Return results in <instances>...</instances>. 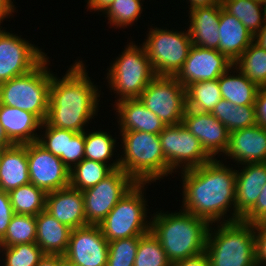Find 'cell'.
Instances as JSON below:
<instances>
[{
	"label": "cell",
	"instance_id": "51",
	"mask_svg": "<svg viewBox=\"0 0 266 266\" xmlns=\"http://www.w3.org/2000/svg\"><path fill=\"white\" fill-rule=\"evenodd\" d=\"M14 145L8 138L3 126L0 124V149H5Z\"/></svg>",
	"mask_w": 266,
	"mask_h": 266
},
{
	"label": "cell",
	"instance_id": "14",
	"mask_svg": "<svg viewBox=\"0 0 266 266\" xmlns=\"http://www.w3.org/2000/svg\"><path fill=\"white\" fill-rule=\"evenodd\" d=\"M30 183L46 193L70 186V170L37 141L26 144Z\"/></svg>",
	"mask_w": 266,
	"mask_h": 266
},
{
	"label": "cell",
	"instance_id": "33",
	"mask_svg": "<svg viewBox=\"0 0 266 266\" xmlns=\"http://www.w3.org/2000/svg\"><path fill=\"white\" fill-rule=\"evenodd\" d=\"M8 194L15 214L37 216L45 210L47 193L32 183L13 189Z\"/></svg>",
	"mask_w": 266,
	"mask_h": 266
},
{
	"label": "cell",
	"instance_id": "13",
	"mask_svg": "<svg viewBox=\"0 0 266 266\" xmlns=\"http://www.w3.org/2000/svg\"><path fill=\"white\" fill-rule=\"evenodd\" d=\"M0 28V84L33 70L46 56L39 46Z\"/></svg>",
	"mask_w": 266,
	"mask_h": 266
},
{
	"label": "cell",
	"instance_id": "34",
	"mask_svg": "<svg viewBox=\"0 0 266 266\" xmlns=\"http://www.w3.org/2000/svg\"><path fill=\"white\" fill-rule=\"evenodd\" d=\"M113 171L108 164L84 158L70 170V186L84 191L95 186Z\"/></svg>",
	"mask_w": 266,
	"mask_h": 266
},
{
	"label": "cell",
	"instance_id": "30",
	"mask_svg": "<svg viewBox=\"0 0 266 266\" xmlns=\"http://www.w3.org/2000/svg\"><path fill=\"white\" fill-rule=\"evenodd\" d=\"M211 114L227 127L229 133L257 124L255 105H234L223 98Z\"/></svg>",
	"mask_w": 266,
	"mask_h": 266
},
{
	"label": "cell",
	"instance_id": "54",
	"mask_svg": "<svg viewBox=\"0 0 266 266\" xmlns=\"http://www.w3.org/2000/svg\"><path fill=\"white\" fill-rule=\"evenodd\" d=\"M1 154H2V149H0V162H1Z\"/></svg>",
	"mask_w": 266,
	"mask_h": 266
},
{
	"label": "cell",
	"instance_id": "7",
	"mask_svg": "<svg viewBox=\"0 0 266 266\" xmlns=\"http://www.w3.org/2000/svg\"><path fill=\"white\" fill-rule=\"evenodd\" d=\"M107 69L109 90L116 93L118 103L127 99H139L142 91L157 76L148 59L145 47L133 41L127 44L122 54L110 63Z\"/></svg>",
	"mask_w": 266,
	"mask_h": 266
},
{
	"label": "cell",
	"instance_id": "1",
	"mask_svg": "<svg viewBox=\"0 0 266 266\" xmlns=\"http://www.w3.org/2000/svg\"><path fill=\"white\" fill-rule=\"evenodd\" d=\"M233 168L216 158L181 171L182 210L205 219L209 224L234 222L236 169Z\"/></svg>",
	"mask_w": 266,
	"mask_h": 266
},
{
	"label": "cell",
	"instance_id": "11",
	"mask_svg": "<svg viewBox=\"0 0 266 266\" xmlns=\"http://www.w3.org/2000/svg\"><path fill=\"white\" fill-rule=\"evenodd\" d=\"M136 184L129 174L119 168L95 186L82 191L87 224L100 225L118 201Z\"/></svg>",
	"mask_w": 266,
	"mask_h": 266
},
{
	"label": "cell",
	"instance_id": "5",
	"mask_svg": "<svg viewBox=\"0 0 266 266\" xmlns=\"http://www.w3.org/2000/svg\"><path fill=\"white\" fill-rule=\"evenodd\" d=\"M123 149L119 161L120 168L137 183L161 181L172 170L168 166L160 143L159 135L143 131L120 132Z\"/></svg>",
	"mask_w": 266,
	"mask_h": 266
},
{
	"label": "cell",
	"instance_id": "26",
	"mask_svg": "<svg viewBox=\"0 0 266 266\" xmlns=\"http://www.w3.org/2000/svg\"><path fill=\"white\" fill-rule=\"evenodd\" d=\"M30 183L26 144L2 149L0 191L9 192Z\"/></svg>",
	"mask_w": 266,
	"mask_h": 266
},
{
	"label": "cell",
	"instance_id": "22",
	"mask_svg": "<svg viewBox=\"0 0 266 266\" xmlns=\"http://www.w3.org/2000/svg\"><path fill=\"white\" fill-rule=\"evenodd\" d=\"M119 132L143 131L159 135L166 127L139 99L122 100L113 105Z\"/></svg>",
	"mask_w": 266,
	"mask_h": 266
},
{
	"label": "cell",
	"instance_id": "25",
	"mask_svg": "<svg viewBox=\"0 0 266 266\" xmlns=\"http://www.w3.org/2000/svg\"><path fill=\"white\" fill-rule=\"evenodd\" d=\"M0 124L13 144L24 145L38 140L42 122L33 113L0 104Z\"/></svg>",
	"mask_w": 266,
	"mask_h": 266
},
{
	"label": "cell",
	"instance_id": "9",
	"mask_svg": "<svg viewBox=\"0 0 266 266\" xmlns=\"http://www.w3.org/2000/svg\"><path fill=\"white\" fill-rule=\"evenodd\" d=\"M143 45L157 76H175L182 68L192 46L191 36L165 27L148 28ZM146 40V41H145Z\"/></svg>",
	"mask_w": 266,
	"mask_h": 266
},
{
	"label": "cell",
	"instance_id": "4",
	"mask_svg": "<svg viewBox=\"0 0 266 266\" xmlns=\"http://www.w3.org/2000/svg\"><path fill=\"white\" fill-rule=\"evenodd\" d=\"M205 253L210 266H257L254 224L242 220L210 224Z\"/></svg>",
	"mask_w": 266,
	"mask_h": 266
},
{
	"label": "cell",
	"instance_id": "18",
	"mask_svg": "<svg viewBox=\"0 0 266 266\" xmlns=\"http://www.w3.org/2000/svg\"><path fill=\"white\" fill-rule=\"evenodd\" d=\"M40 130L43 133H38L40 135L37 142L47 151L59 157L69 170L84 159V132L77 133L55 128L46 121L42 122Z\"/></svg>",
	"mask_w": 266,
	"mask_h": 266
},
{
	"label": "cell",
	"instance_id": "45",
	"mask_svg": "<svg viewBox=\"0 0 266 266\" xmlns=\"http://www.w3.org/2000/svg\"><path fill=\"white\" fill-rule=\"evenodd\" d=\"M171 266H210L207 254L204 252L198 256L179 260L171 263Z\"/></svg>",
	"mask_w": 266,
	"mask_h": 266
},
{
	"label": "cell",
	"instance_id": "3",
	"mask_svg": "<svg viewBox=\"0 0 266 266\" xmlns=\"http://www.w3.org/2000/svg\"><path fill=\"white\" fill-rule=\"evenodd\" d=\"M151 215L150 231L161 243L171 263L205 252L210 227L205 219L182 209L174 213L158 210Z\"/></svg>",
	"mask_w": 266,
	"mask_h": 266
},
{
	"label": "cell",
	"instance_id": "37",
	"mask_svg": "<svg viewBox=\"0 0 266 266\" xmlns=\"http://www.w3.org/2000/svg\"><path fill=\"white\" fill-rule=\"evenodd\" d=\"M143 0H114L103 13L108 24L114 28H127L138 21L143 12Z\"/></svg>",
	"mask_w": 266,
	"mask_h": 266
},
{
	"label": "cell",
	"instance_id": "15",
	"mask_svg": "<svg viewBox=\"0 0 266 266\" xmlns=\"http://www.w3.org/2000/svg\"><path fill=\"white\" fill-rule=\"evenodd\" d=\"M108 241L99 225L72 229L63 257L76 266H106Z\"/></svg>",
	"mask_w": 266,
	"mask_h": 266
},
{
	"label": "cell",
	"instance_id": "2",
	"mask_svg": "<svg viewBox=\"0 0 266 266\" xmlns=\"http://www.w3.org/2000/svg\"><path fill=\"white\" fill-rule=\"evenodd\" d=\"M74 62L62 78L52 75L45 121L55 128L80 133L98 116L101 92L88 76L83 60Z\"/></svg>",
	"mask_w": 266,
	"mask_h": 266
},
{
	"label": "cell",
	"instance_id": "12",
	"mask_svg": "<svg viewBox=\"0 0 266 266\" xmlns=\"http://www.w3.org/2000/svg\"><path fill=\"white\" fill-rule=\"evenodd\" d=\"M159 138L165 160L173 173L177 169L199 167L212 159L182 123L166 126Z\"/></svg>",
	"mask_w": 266,
	"mask_h": 266
},
{
	"label": "cell",
	"instance_id": "36",
	"mask_svg": "<svg viewBox=\"0 0 266 266\" xmlns=\"http://www.w3.org/2000/svg\"><path fill=\"white\" fill-rule=\"evenodd\" d=\"M36 219L32 215L14 214L0 247L36 243Z\"/></svg>",
	"mask_w": 266,
	"mask_h": 266
},
{
	"label": "cell",
	"instance_id": "31",
	"mask_svg": "<svg viewBox=\"0 0 266 266\" xmlns=\"http://www.w3.org/2000/svg\"><path fill=\"white\" fill-rule=\"evenodd\" d=\"M222 8L235 16L254 36L266 21L261 0H222Z\"/></svg>",
	"mask_w": 266,
	"mask_h": 266
},
{
	"label": "cell",
	"instance_id": "44",
	"mask_svg": "<svg viewBox=\"0 0 266 266\" xmlns=\"http://www.w3.org/2000/svg\"><path fill=\"white\" fill-rule=\"evenodd\" d=\"M254 105L257 125L266 128V87L259 88Z\"/></svg>",
	"mask_w": 266,
	"mask_h": 266
},
{
	"label": "cell",
	"instance_id": "48",
	"mask_svg": "<svg viewBox=\"0 0 266 266\" xmlns=\"http://www.w3.org/2000/svg\"><path fill=\"white\" fill-rule=\"evenodd\" d=\"M61 262L62 255L44 254L36 266H60Z\"/></svg>",
	"mask_w": 266,
	"mask_h": 266
},
{
	"label": "cell",
	"instance_id": "49",
	"mask_svg": "<svg viewBox=\"0 0 266 266\" xmlns=\"http://www.w3.org/2000/svg\"><path fill=\"white\" fill-rule=\"evenodd\" d=\"M190 5H188L189 10H193L199 7H209L213 5H220L222 0H188L187 1Z\"/></svg>",
	"mask_w": 266,
	"mask_h": 266
},
{
	"label": "cell",
	"instance_id": "50",
	"mask_svg": "<svg viewBox=\"0 0 266 266\" xmlns=\"http://www.w3.org/2000/svg\"><path fill=\"white\" fill-rule=\"evenodd\" d=\"M253 42L260 48L266 49V21L260 30L254 35Z\"/></svg>",
	"mask_w": 266,
	"mask_h": 266
},
{
	"label": "cell",
	"instance_id": "29",
	"mask_svg": "<svg viewBox=\"0 0 266 266\" xmlns=\"http://www.w3.org/2000/svg\"><path fill=\"white\" fill-rule=\"evenodd\" d=\"M84 141V158L108 164L114 170L120 168V161L118 158L120 154H118L117 158L113 160L114 155H116L115 152H117L116 137L113 138L109 132L107 133L100 129L98 131L92 130V132L85 131ZM110 160L113 161V163H109Z\"/></svg>",
	"mask_w": 266,
	"mask_h": 266
},
{
	"label": "cell",
	"instance_id": "28",
	"mask_svg": "<svg viewBox=\"0 0 266 266\" xmlns=\"http://www.w3.org/2000/svg\"><path fill=\"white\" fill-rule=\"evenodd\" d=\"M218 84L221 97L232 104L240 106L255 104L259 87L251 82L235 65L218 78Z\"/></svg>",
	"mask_w": 266,
	"mask_h": 266
},
{
	"label": "cell",
	"instance_id": "47",
	"mask_svg": "<svg viewBox=\"0 0 266 266\" xmlns=\"http://www.w3.org/2000/svg\"><path fill=\"white\" fill-rule=\"evenodd\" d=\"M87 9H90V12L97 11V13L102 12L101 15L110 7V5L114 2V0H86Z\"/></svg>",
	"mask_w": 266,
	"mask_h": 266
},
{
	"label": "cell",
	"instance_id": "32",
	"mask_svg": "<svg viewBox=\"0 0 266 266\" xmlns=\"http://www.w3.org/2000/svg\"><path fill=\"white\" fill-rule=\"evenodd\" d=\"M185 89L187 109L211 113L222 99L218 79L192 83Z\"/></svg>",
	"mask_w": 266,
	"mask_h": 266
},
{
	"label": "cell",
	"instance_id": "52",
	"mask_svg": "<svg viewBox=\"0 0 266 266\" xmlns=\"http://www.w3.org/2000/svg\"><path fill=\"white\" fill-rule=\"evenodd\" d=\"M60 266H76L73 263H70L68 260H66L63 256H62V262L60 264Z\"/></svg>",
	"mask_w": 266,
	"mask_h": 266
},
{
	"label": "cell",
	"instance_id": "39",
	"mask_svg": "<svg viewBox=\"0 0 266 266\" xmlns=\"http://www.w3.org/2000/svg\"><path fill=\"white\" fill-rule=\"evenodd\" d=\"M0 261L2 266H36L44 256L36 243L18 244L15 246L0 247ZM1 256V255H0Z\"/></svg>",
	"mask_w": 266,
	"mask_h": 266
},
{
	"label": "cell",
	"instance_id": "20",
	"mask_svg": "<svg viewBox=\"0 0 266 266\" xmlns=\"http://www.w3.org/2000/svg\"><path fill=\"white\" fill-rule=\"evenodd\" d=\"M45 210L71 229L87 226L82 191L71 186L48 192Z\"/></svg>",
	"mask_w": 266,
	"mask_h": 266
},
{
	"label": "cell",
	"instance_id": "6",
	"mask_svg": "<svg viewBox=\"0 0 266 266\" xmlns=\"http://www.w3.org/2000/svg\"><path fill=\"white\" fill-rule=\"evenodd\" d=\"M48 59L46 56L33 70L0 84V104L33 113L45 122L53 75Z\"/></svg>",
	"mask_w": 266,
	"mask_h": 266
},
{
	"label": "cell",
	"instance_id": "38",
	"mask_svg": "<svg viewBox=\"0 0 266 266\" xmlns=\"http://www.w3.org/2000/svg\"><path fill=\"white\" fill-rule=\"evenodd\" d=\"M134 266H171L161 243L151 231L139 236Z\"/></svg>",
	"mask_w": 266,
	"mask_h": 266
},
{
	"label": "cell",
	"instance_id": "10",
	"mask_svg": "<svg viewBox=\"0 0 266 266\" xmlns=\"http://www.w3.org/2000/svg\"><path fill=\"white\" fill-rule=\"evenodd\" d=\"M139 100L166 126L182 123L186 110V89L174 76H156Z\"/></svg>",
	"mask_w": 266,
	"mask_h": 266
},
{
	"label": "cell",
	"instance_id": "19",
	"mask_svg": "<svg viewBox=\"0 0 266 266\" xmlns=\"http://www.w3.org/2000/svg\"><path fill=\"white\" fill-rule=\"evenodd\" d=\"M224 156L236 165L266 162V128L256 124L230 133Z\"/></svg>",
	"mask_w": 266,
	"mask_h": 266
},
{
	"label": "cell",
	"instance_id": "24",
	"mask_svg": "<svg viewBox=\"0 0 266 266\" xmlns=\"http://www.w3.org/2000/svg\"><path fill=\"white\" fill-rule=\"evenodd\" d=\"M219 38L218 51L235 63L253 42L254 36L220 4Z\"/></svg>",
	"mask_w": 266,
	"mask_h": 266
},
{
	"label": "cell",
	"instance_id": "21",
	"mask_svg": "<svg viewBox=\"0 0 266 266\" xmlns=\"http://www.w3.org/2000/svg\"><path fill=\"white\" fill-rule=\"evenodd\" d=\"M236 169L235 221L256 203L266 183V162L246 163Z\"/></svg>",
	"mask_w": 266,
	"mask_h": 266
},
{
	"label": "cell",
	"instance_id": "46",
	"mask_svg": "<svg viewBox=\"0 0 266 266\" xmlns=\"http://www.w3.org/2000/svg\"><path fill=\"white\" fill-rule=\"evenodd\" d=\"M16 12V7L12 0H0V28L6 18H10ZM9 16V17H8Z\"/></svg>",
	"mask_w": 266,
	"mask_h": 266
},
{
	"label": "cell",
	"instance_id": "43",
	"mask_svg": "<svg viewBox=\"0 0 266 266\" xmlns=\"http://www.w3.org/2000/svg\"><path fill=\"white\" fill-rule=\"evenodd\" d=\"M14 214L8 192L0 191V240L4 237Z\"/></svg>",
	"mask_w": 266,
	"mask_h": 266
},
{
	"label": "cell",
	"instance_id": "27",
	"mask_svg": "<svg viewBox=\"0 0 266 266\" xmlns=\"http://www.w3.org/2000/svg\"><path fill=\"white\" fill-rule=\"evenodd\" d=\"M36 219V244L44 254L64 255L72 229L57 221L46 210L40 212Z\"/></svg>",
	"mask_w": 266,
	"mask_h": 266
},
{
	"label": "cell",
	"instance_id": "8",
	"mask_svg": "<svg viewBox=\"0 0 266 266\" xmlns=\"http://www.w3.org/2000/svg\"><path fill=\"white\" fill-rule=\"evenodd\" d=\"M145 185L148 186V183H137L100 223L103 236L108 242L139 237L150 232Z\"/></svg>",
	"mask_w": 266,
	"mask_h": 266
},
{
	"label": "cell",
	"instance_id": "42",
	"mask_svg": "<svg viewBox=\"0 0 266 266\" xmlns=\"http://www.w3.org/2000/svg\"><path fill=\"white\" fill-rule=\"evenodd\" d=\"M257 266L266 265V222L254 224Z\"/></svg>",
	"mask_w": 266,
	"mask_h": 266
},
{
	"label": "cell",
	"instance_id": "35",
	"mask_svg": "<svg viewBox=\"0 0 266 266\" xmlns=\"http://www.w3.org/2000/svg\"><path fill=\"white\" fill-rule=\"evenodd\" d=\"M234 65L259 88L266 87V49L252 42Z\"/></svg>",
	"mask_w": 266,
	"mask_h": 266
},
{
	"label": "cell",
	"instance_id": "17",
	"mask_svg": "<svg viewBox=\"0 0 266 266\" xmlns=\"http://www.w3.org/2000/svg\"><path fill=\"white\" fill-rule=\"evenodd\" d=\"M182 124L200 141L202 148L212 159L224 156L229 146L230 133L211 113L186 108Z\"/></svg>",
	"mask_w": 266,
	"mask_h": 266
},
{
	"label": "cell",
	"instance_id": "53",
	"mask_svg": "<svg viewBox=\"0 0 266 266\" xmlns=\"http://www.w3.org/2000/svg\"><path fill=\"white\" fill-rule=\"evenodd\" d=\"M261 2H262V5H263V7H264V10H265V12H266V0H261Z\"/></svg>",
	"mask_w": 266,
	"mask_h": 266
},
{
	"label": "cell",
	"instance_id": "40",
	"mask_svg": "<svg viewBox=\"0 0 266 266\" xmlns=\"http://www.w3.org/2000/svg\"><path fill=\"white\" fill-rule=\"evenodd\" d=\"M139 237L118 239L108 242V258L106 266H134Z\"/></svg>",
	"mask_w": 266,
	"mask_h": 266
},
{
	"label": "cell",
	"instance_id": "16",
	"mask_svg": "<svg viewBox=\"0 0 266 266\" xmlns=\"http://www.w3.org/2000/svg\"><path fill=\"white\" fill-rule=\"evenodd\" d=\"M233 65L218 50L192 45L182 68L174 77L186 88L192 83L216 80Z\"/></svg>",
	"mask_w": 266,
	"mask_h": 266
},
{
	"label": "cell",
	"instance_id": "41",
	"mask_svg": "<svg viewBox=\"0 0 266 266\" xmlns=\"http://www.w3.org/2000/svg\"><path fill=\"white\" fill-rule=\"evenodd\" d=\"M241 220L251 224L266 222V183L256 203L241 217Z\"/></svg>",
	"mask_w": 266,
	"mask_h": 266
},
{
	"label": "cell",
	"instance_id": "23",
	"mask_svg": "<svg viewBox=\"0 0 266 266\" xmlns=\"http://www.w3.org/2000/svg\"><path fill=\"white\" fill-rule=\"evenodd\" d=\"M188 15L192 45L218 50L220 5L195 8Z\"/></svg>",
	"mask_w": 266,
	"mask_h": 266
}]
</instances>
